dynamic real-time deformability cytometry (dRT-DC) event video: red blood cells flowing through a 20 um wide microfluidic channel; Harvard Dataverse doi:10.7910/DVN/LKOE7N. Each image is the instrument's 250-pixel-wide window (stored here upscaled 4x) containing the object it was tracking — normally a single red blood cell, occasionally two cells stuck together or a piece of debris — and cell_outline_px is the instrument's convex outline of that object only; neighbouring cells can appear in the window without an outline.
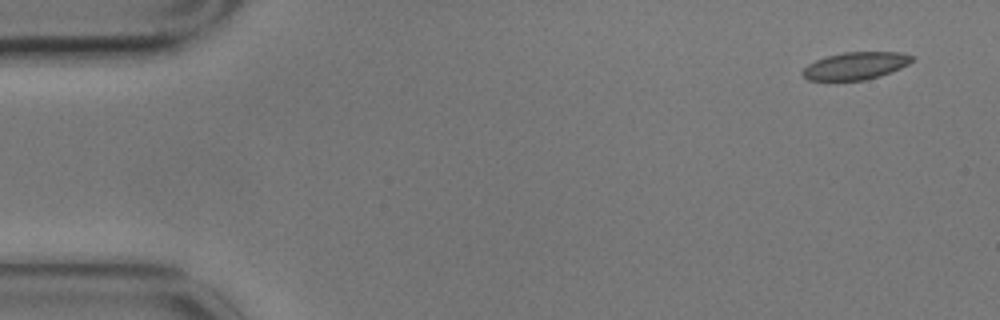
{"species": "common noctule bat (a hibernating species)", "species_latin": "Nyctalus noctula", "temperature_condition": "cold", "stored_images_in_passage": 6, "camera_frame_rate_fps": 3000, "um_per_image_px": 0.085, "animal": {"sex": "male", "body_mass_g": 17.9}, "frame": {"image": 1, "passage_image": 1, "time_ms": 0.0, "image_size_px": [1000, 320], "cell_outline_px": [[912, 60], [908, 64], [900, 68], [880, 76], [864, 80], [808, 80], [800, 72], [808, 64], [816, 60], [828, 56], [844, 52], [900, 52], [912, 56]], "centroid_in_image_um": [72.7, 5.59], "position_along_channel_um": 12.3, "area_um2": 17.28}}
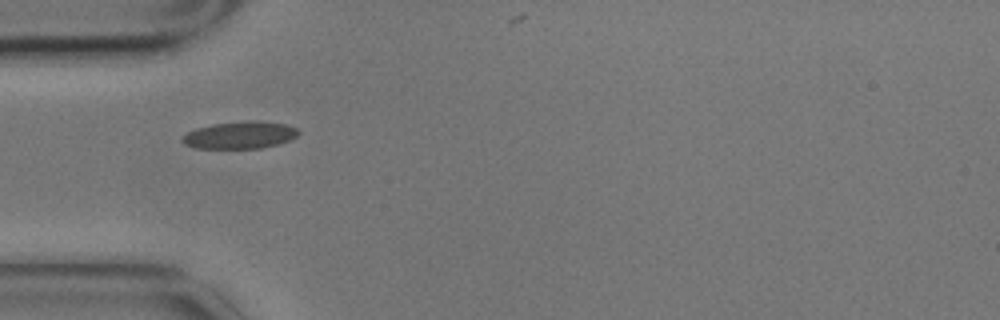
{"frame": {"image": 2, "passage_image": 5, "time_ms": 1.333, "image_size_px": [1000, 320], "cell_outline_px": [[300, 132], [292, 140], [260, 148], [196, 148], [184, 144], [180, 140], [188, 132], [196, 128], [212, 124], [248, 120], [260, 120], [284, 124], [296, 128]], "centroid_in_image_um": [20.4, 11.47], "position_along_channel_um": 64.6, "area_um2": 18.44}}